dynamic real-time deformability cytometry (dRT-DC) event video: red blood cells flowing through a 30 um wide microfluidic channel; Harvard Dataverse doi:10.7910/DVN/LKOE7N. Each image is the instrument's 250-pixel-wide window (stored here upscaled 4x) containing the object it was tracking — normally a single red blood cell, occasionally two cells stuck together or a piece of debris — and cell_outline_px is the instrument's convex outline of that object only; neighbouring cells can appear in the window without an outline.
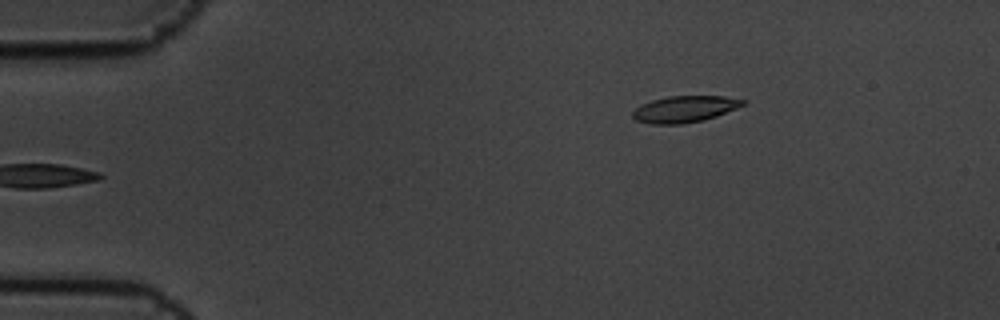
{"species": "common noctule bat (a hibernating species)", "species_latin": "Nyctalus noctula", "temperature_condition": "cold", "stored_images_in_passage": 4, "camera_frame_rate_fps": 3000, "um_per_image_px": 0.085, "animal": {"sex": "male", "body_mass_g": 19.5, "forearm_length_mm": 54.6}, "frame": {"image": 1, "passage_image": 4, "time_ms": 1.0, "image_size_px": [1000, 320], "cell_outline_px": [[748, 100], [744, 104], [736, 108], [716, 116], [704, 120], [680, 124], [652, 124], [636, 120], [632, 116], [632, 112], [636, 108], [652, 100], [668, 96], [724, 96]], "centroid_in_image_um": [58.21, 9.27], "position_along_channel_um": 26.8, "area_um2": 16.88}}